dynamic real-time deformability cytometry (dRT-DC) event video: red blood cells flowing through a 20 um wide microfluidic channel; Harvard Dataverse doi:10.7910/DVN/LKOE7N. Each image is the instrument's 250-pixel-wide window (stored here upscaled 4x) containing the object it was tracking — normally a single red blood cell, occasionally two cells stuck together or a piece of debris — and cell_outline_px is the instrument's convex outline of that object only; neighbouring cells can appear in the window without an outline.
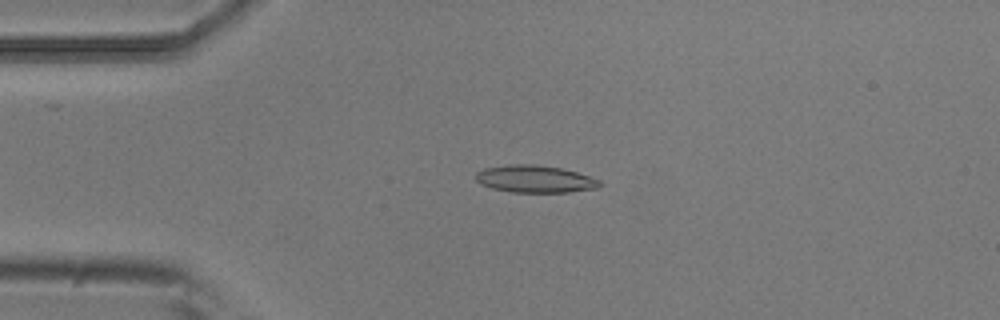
{"species": "common noctule bat (a hibernating species)", "species_latin": "Nyctalus noctula", "temperature_condition": "room temperature", "stored_images_in_passage": 7, "camera_frame_rate_fps": 3000, "um_per_image_px": 0.085, "animal": {"sex": "male", "body_mass_g": 20.5, "forearm_length_mm": 52.5}, "frame": {"image": 1, "passage_image": 4, "time_ms": 1.0, "image_size_px": [1000, 320], "cell_outline_px": [[604, 184], [600, 188], [568, 192], [512, 192], [492, 188], [480, 184], [476, 180], [476, 172], [484, 168], [508, 164], [536, 164], [560, 168], [576, 172], [600, 180]], "centroid_in_image_um": [45.48, 15.21], "position_along_channel_um": 39.5, "area_um2": 19.83}}
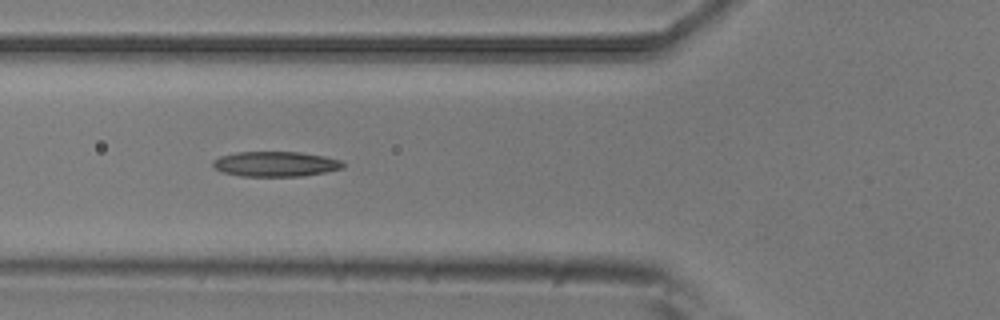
{"frame": {"image": 2, "passage_image": 6, "time_ms": 1.667, "image_size_px": [1000, 320], "cell_outline_px": [[344, 168], [304, 176], [240, 176], [220, 172], [212, 164], [212, 160], [220, 156], [236, 152], [300, 152], [324, 156], [340, 160], [344, 164]], "centroid_in_image_um": [23.39, 13.94], "position_along_channel_um": 102.4, "area_um2": 19.07}}
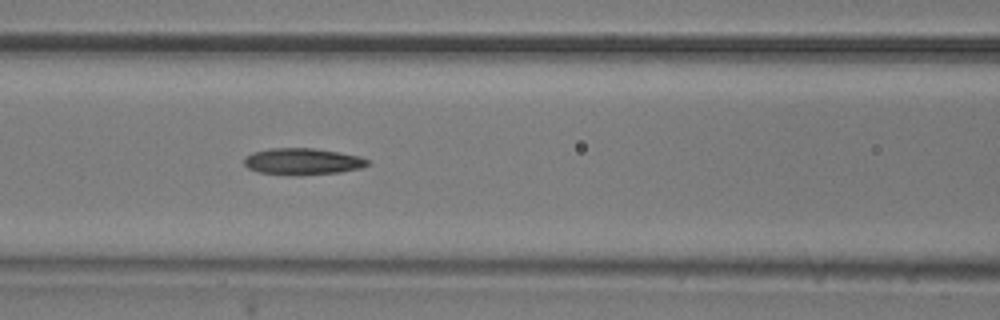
{"frame": {"image": 3, "passage_image": 7, "time_ms": 2.0, "image_size_px": [1000, 320], "cell_outline_px": [[368, 164], [360, 168], [340, 172], [296, 176], [260, 172], [248, 168], [244, 164], [244, 156], [252, 152], [268, 148], [312, 148], [360, 156], [368, 160]], "centroid_in_image_um": [25.67, 13.73], "position_along_channel_um": 140.9, "area_um2": 19.13}}